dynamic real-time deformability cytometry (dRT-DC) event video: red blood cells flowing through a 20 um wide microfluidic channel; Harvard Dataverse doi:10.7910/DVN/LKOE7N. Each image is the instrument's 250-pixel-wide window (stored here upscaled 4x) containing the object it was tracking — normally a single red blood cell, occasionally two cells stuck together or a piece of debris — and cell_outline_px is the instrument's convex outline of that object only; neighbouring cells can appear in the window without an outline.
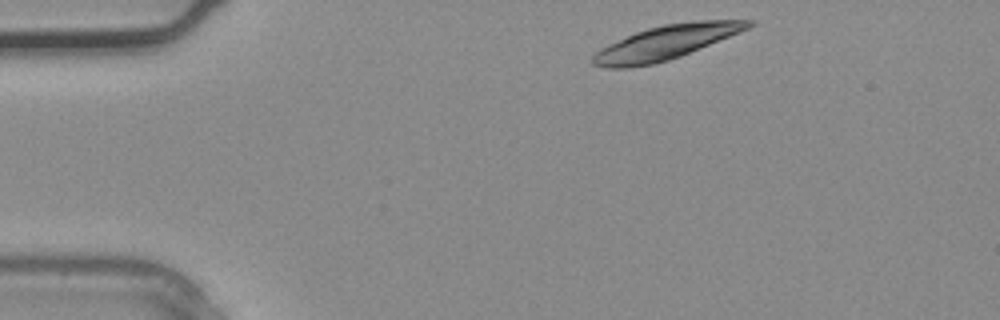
{"species": "common noctule bat (a hibernating species)", "species_latin": "Nyctalus noctula", "temperature_condition": "warm", "stored_images_in_passage": 1, "camera_frame_rate_fps": 3000, "um_per_image_px": 0.085, "animal": {"sex": "male", "body_mass_g": 20.4}, "frame": {"image": 1, "passage_image": 1, "time_ms": 0.0, "image_size_px": [1000, 320], "cell_outline_px": [[756, 24], [740, 32], [680, 56], [668, 60], [652, 64], [628, 68], [608, 68], [592, 64], [592, 56], [596, 52], [608, 44], [636, 32], [648, 28], [664, 24], [696, 20], [756, 20]], "centroid_in_image_um": [56.62, 3.6], "position_along_channel_um": 28.4, "area_um2": 30.63}}